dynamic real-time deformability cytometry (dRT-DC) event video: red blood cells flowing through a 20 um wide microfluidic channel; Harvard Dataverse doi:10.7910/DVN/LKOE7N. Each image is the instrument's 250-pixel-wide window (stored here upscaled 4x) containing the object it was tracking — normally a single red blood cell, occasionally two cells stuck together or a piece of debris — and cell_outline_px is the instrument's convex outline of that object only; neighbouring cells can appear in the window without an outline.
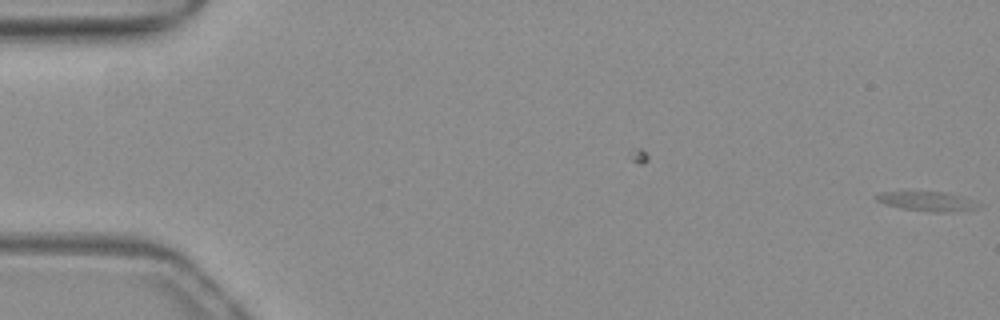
{"species": "common noctule bat (a hibernating species)", "species_latin": "Nyctalus noctula", "temperature_condition": "warm", "stored_images_in_passage": 5, "camera_frame_rate_fps": 3000, "um_per_image_px": 0.085, "animal": {"sex": "female", "body_mass_g": 19.3, "forearm_length_mm": 54.1}, "frame": {"image": 1, "passage_image": 5, "time_ms": 1.333, "image_size_px": [1000, 320], "cell_outline_px": [[984, 204], [976, 208], [948, 212], [932, 212], [900, 208], [884, 204], [876, 200], [872, 196], [880, 192], [908, 188], [944, 192], [964, 196]], "centroid_in_image_um": [78.72, 17.04], "position_along_channel_um": 6.3, "area_um2": 12.66}}